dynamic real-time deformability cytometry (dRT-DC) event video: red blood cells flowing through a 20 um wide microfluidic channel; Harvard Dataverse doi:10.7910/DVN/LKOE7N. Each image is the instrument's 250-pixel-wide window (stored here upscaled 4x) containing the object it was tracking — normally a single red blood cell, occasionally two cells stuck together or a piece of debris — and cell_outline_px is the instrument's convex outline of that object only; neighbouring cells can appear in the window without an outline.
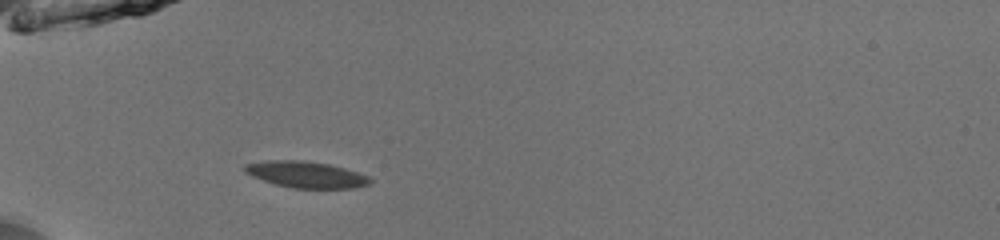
{"species": "common noctule bat (a hibernating species)", "species_latin": "Nyctalus noctula", "temperature_condition": "room temperature", "stored_images_in_passage": 39, "camera_frame_rate_fps": 3000, "um_per_image_px": 0.085, "animal": {"sex": "male", "body_mass_g": 13.0, "forearm_length_mm": 53.1}, "frame": {"image": 1, "passage_image": 5, "time_ms": 1.333, "image_size_px": [1000, 240], "cell_outline_px": [[372, 184], [352, 188], [292, 188], [276, 184], [252, 176], [244, 172], [244, 164], [268, 160], [304, 160], [328, 164], [344, 168], [368, 176], [372, 180]], "centroid_in_image_um": [26.01, 14.83], "position_along_channel_um": 59.0, "area_um2": 19.19}}
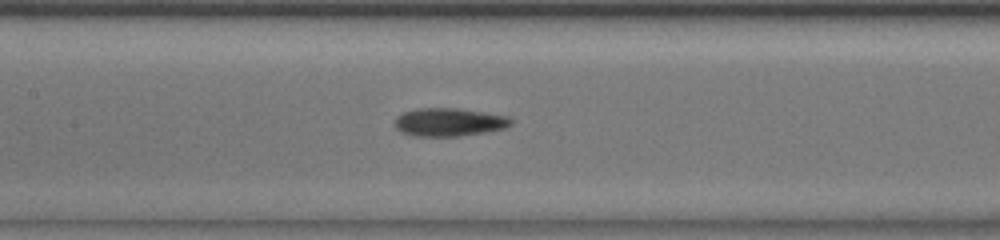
{"frame": {"image": 2, "passage_image": 14, "time_ms": 4.333, "image_size_px": [1000, 240], "cell_outline_px": [[512, 124], [504, 128], [484, 132], [460, 136], [412, 136], [400, 132], [396, 128], [396, 116], [400, 112], [420, 108], [456, 108], [508, 116], [512, 120]], "centroid_in_image_um": [38.13, 10.38], "position_along_channel_um": 169.3, "area_um2": 19.07}}
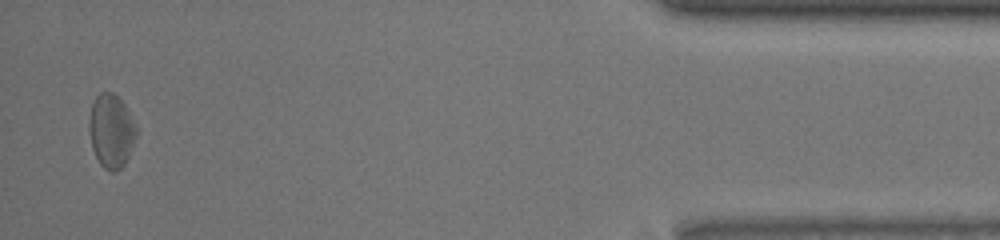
{"frame": {"image": 3, "passage_image": 38, "time_ms": 12.333, "image_size_px": [1000, 240], "cell_outline_px": [[136, 136], [128, 156], [124, 164], [116, 172], [112, 172], [104, 168], [100, 164], [92, 148], [88, 128], [88, 120], [92, 104], [96, 96], [100, 92], [112, 92], [124, 104], [136, 128]], "centroid_in_image_um": [9.42, 11.14], "position_along_channel_um": 425.8, "area_um2": 20.0}, "authors_computed_cell_mechanics": {"area_um2": 18.9584, "velocity_mm_per_s": 3.9836, "shape_relaxation_time_tau1_ms": 1.8717, "shape_relaxation_time_tau2_ms": 3.5044, "deformation_change_tau1": 0.0707, "deformation_change_tau2": 0.1043}}